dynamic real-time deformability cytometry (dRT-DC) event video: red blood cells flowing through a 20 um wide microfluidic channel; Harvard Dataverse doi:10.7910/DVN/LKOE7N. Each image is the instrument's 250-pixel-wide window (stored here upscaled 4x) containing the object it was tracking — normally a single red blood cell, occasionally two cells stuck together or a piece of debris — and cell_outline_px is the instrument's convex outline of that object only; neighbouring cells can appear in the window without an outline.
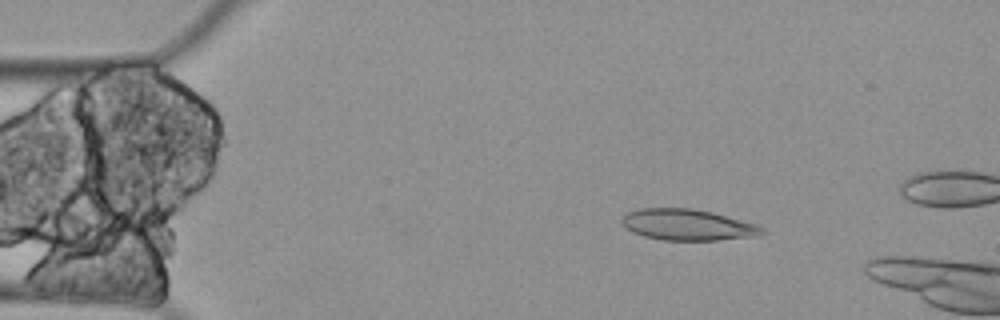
{"species": "Egyptian fruit bat (a non-hibernating species)", "species_latin": "Rousettus aegyptiacus", "temperature_condition": "cold", "stored_images_in_passage": 5, "camera_frame_rate_fps": 3000, "um_per_image_px": 0.085, "animal": {"sex": "female"}, "frame": {"image": 1, "passage_image": 3, "time_ms": 0.667, "image_size_px": [1000, 320], "cell_outline_px": [[768, 232], [760, 236], [716, 240], [664, 240], [644, 236], [632, 232], [620, 220], [628, 212], [640, 208], [692, 208], [712, 212], [756, 224], [764, 228]], "centroid_in_image_um": [58.5, 19.11], "position_along_channel_um": 26.5, "area_um2": 25.43}}